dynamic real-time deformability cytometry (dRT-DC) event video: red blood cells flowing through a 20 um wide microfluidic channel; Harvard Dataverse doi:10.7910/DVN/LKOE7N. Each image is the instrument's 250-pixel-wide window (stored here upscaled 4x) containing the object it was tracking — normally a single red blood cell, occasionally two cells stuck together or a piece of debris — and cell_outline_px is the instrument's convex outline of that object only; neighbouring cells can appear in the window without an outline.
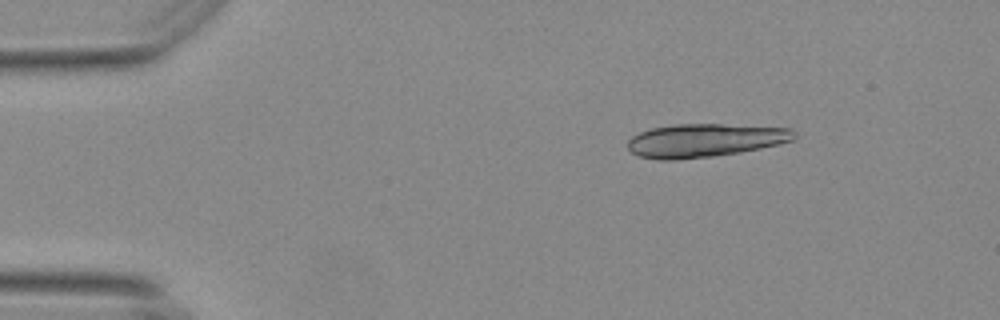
{"species": "Egyptian fruit bat (a non-hibernating species)", "species_latin": "Rousettus aegyptiacus", "temperature_condition": "warm", "stored_images_in_passage": 12, "camera_frame_rate_fps": 3000, "um_per_image_px": 0.085, "animal": {"sex": "female"}, "frame": {"image": 1, "passage_image": 3, "time_ms": 0.667, "image_size_px": [1000, 320], "cell_outline_px": [[796, 136], [792, 140], [760, 148], [740, 152], [712, 156], [676, 160], [656, 160], [640, 156], [632, 152], [628, 148], [628, 140], [632, 136], [640, 132], [652, 128], [676, 124], [720, 124], [792, 128], [796, 132]], "centroid_in_image_um": [59.89, 11.93], "position_along_channel_um": 25.1, "area_um2": 32.25}}